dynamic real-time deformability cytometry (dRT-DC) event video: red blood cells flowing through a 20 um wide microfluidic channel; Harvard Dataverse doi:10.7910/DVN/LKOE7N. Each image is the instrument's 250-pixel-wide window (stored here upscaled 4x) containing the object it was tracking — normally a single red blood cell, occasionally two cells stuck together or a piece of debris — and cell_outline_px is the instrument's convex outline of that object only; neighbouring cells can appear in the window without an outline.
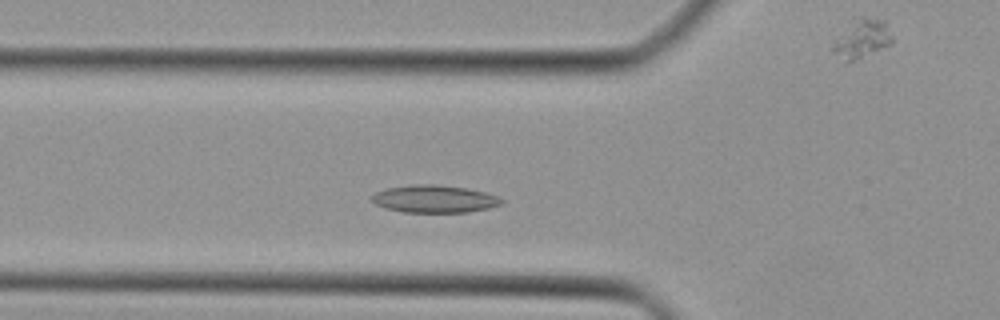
{"species": "Egyptian fruit bat (a non-hibernating species)", "species_latin": "Rousettus aegyptiacus", "temperature_condition": "cold", "stored_images_in_passage": 35, "camera_frame_rate_fps": 3000, "um_per_image_px": 0.085, "animal": {"sex": "female"}, "frame": {"image": 1, "passage_image": 8, "time_ms": 2.333, "image_size_px": [1000, 320], "cell_outline_px": [[504, 200], [500, 204], [488, 208], [468, 212], [404, 212], [388, 208], [376, 204], [368, 200], [376, 192], [388, 188], [412, 184], [436, 184], [468, 188], [484, 192], [496, 196]], "centroid_in_image_um": [36.91, 16.9], "position_along_channel_um": 88.9, "area_um2": 20.69}}
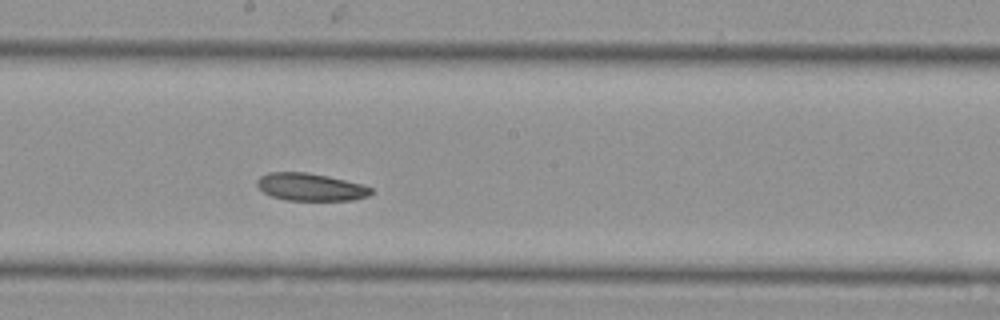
{"frame": {"image": 2, "passage_image": 17, "time_ms": 5.333, "image_size_px": [1000, 320], "cell_outline_px": [[372, 192], [368, 196], [352, 200], [284, 200], [272, 196], [264, 192], [256, 184], [256, 180], [260, 176], [268, 172], [308, 172], [328, 176], [360, 184], [372, 188]], "centroid_in_image_um": [26.36, 15.89], "position_along_channel_um": 221.8, "area_um2": 18.21}}
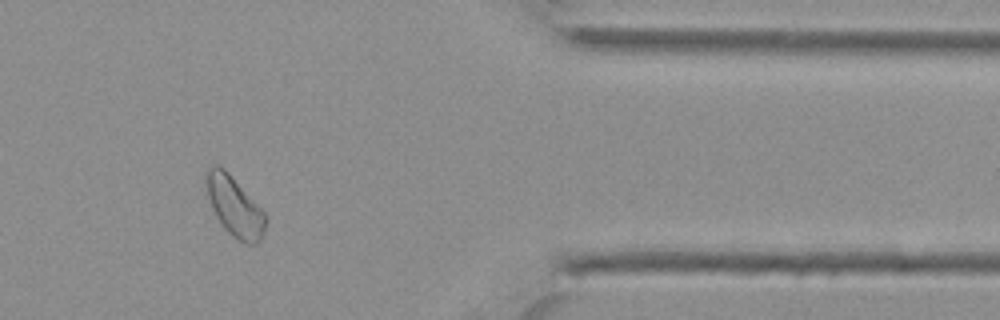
{"frame": {"image": 3, "passage_image": 30, "time_ms": 9.667, "image_size_px": [1000, 320], "cell_outline_px": [[268, 220], [264, 232], [260, 240], [256, 244], [244, 244], [232, 236], [224, 228], [216, 216], [212, 208], [208, 196], [204, 176], [204, 172], [212, 164], [216, 164], [224, 168], [228, 172], [268, 216]], "centroid_in_image_um": [19.94, 17.55], "position_along_channel_um": 391.5, "area_um2": 20.87}}